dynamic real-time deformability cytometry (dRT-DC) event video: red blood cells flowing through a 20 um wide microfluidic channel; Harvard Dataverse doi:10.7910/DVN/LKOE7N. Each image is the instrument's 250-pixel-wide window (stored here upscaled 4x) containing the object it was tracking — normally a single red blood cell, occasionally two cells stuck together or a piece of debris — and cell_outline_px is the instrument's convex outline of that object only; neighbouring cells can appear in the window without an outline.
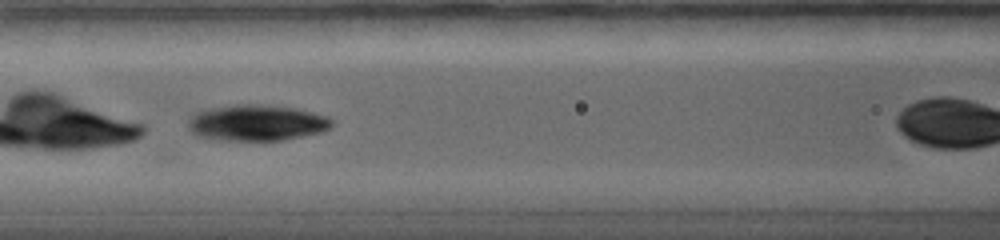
{"species": "common noctule bat (a hibernating species)", "species_latin": "Nyctalus noctula", "temperature_condition": "warm", "stored_images_in_passage": 5, "camera_frame_rate_fps": 5000, "um_per_image_px": 0.085, "animal": {"sex": "female", "body_mass_g": 19.0, "forearm_length_mm": 56.7}, "frame": {"image": 1, "passage_image": 3, "time_ms": 2.0, "image_size_px": [1000, 240], "cell_outline_px": [[332, 128], [324, 132], [280, 140], [220, 140], [196, 136], [188, 128], [188, 120], [192, 112], [204, 108], [236, 104], [264, 104], [296, 108], [328, 116], [332, 120]], "centroid_in_image_um": [21.78, 10.42], "position_along_channel_um": 144.8, "area_um2": 30.75}}